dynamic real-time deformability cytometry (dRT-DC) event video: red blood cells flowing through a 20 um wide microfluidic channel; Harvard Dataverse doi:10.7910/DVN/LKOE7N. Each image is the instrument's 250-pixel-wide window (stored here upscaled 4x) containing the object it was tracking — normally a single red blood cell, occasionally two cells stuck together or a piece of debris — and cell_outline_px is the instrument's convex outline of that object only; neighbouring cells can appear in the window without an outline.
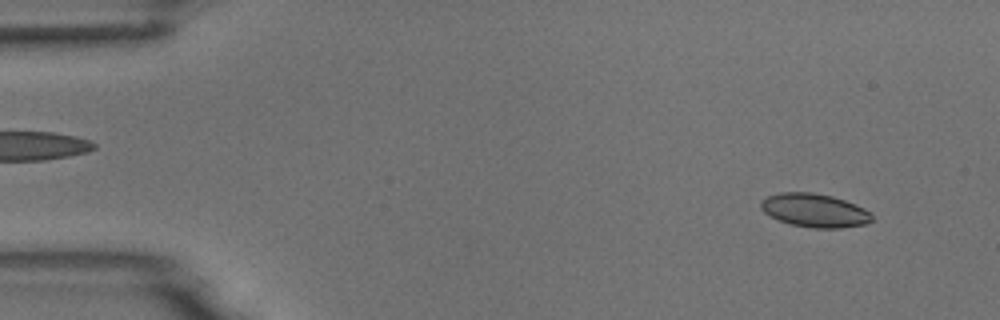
{"species": "common noctule bat (a hibernating species)", "species_latin": "Nyctalus noctula", "temperature_condition": "room temperature", "stored_images_in_passage": 54, "camera_frame_rate_fps": 3000, "um_per_image_px": 0.085, "animal": {"sex": "male", "body_mass_g": 18.8}, "frame": {"image": 1, "passage_image": 4, "time_ms": 1.0, "image_size_px": [1000, 320], "cell_outline_px": [[872, 220], [868, 224], [840, 228], [812, 228], [792, 224], [780, 220], [764, 212], [760, 208], [760, 200], [768, 196], [780, 192], [812, 192], [832, 196], [844, 200], [864, 208], [872, 212]], "centroid_in_image_um": [69.26, 17.88], "position_along_channel_um": 15.7, "area_um2": 21.73}}
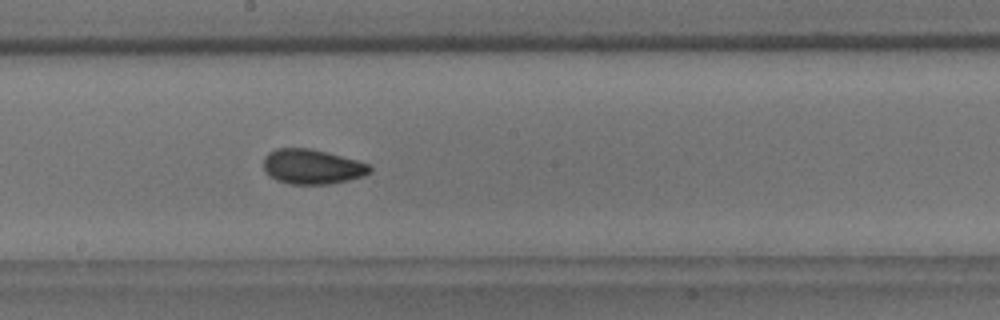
{"frame": {"image": 2, "passage_image": 29, "time_ms": 9.333, "image_size_px": [1000, 320], "cell_outline_px": [[372, 172], [364, 176], [348, 180], [328, 184], [292, 184], [276, 180], [268, 176], [264, 172], [264, 156], [268, 152], [276, 148], [312, 148], [328, 152], [356, 160], [368, 164], [372, 168]], "centroid_in_image_um": [26.51, 14.16], "position_along_channel_um": 221.7, "area_um2": 21.79}}
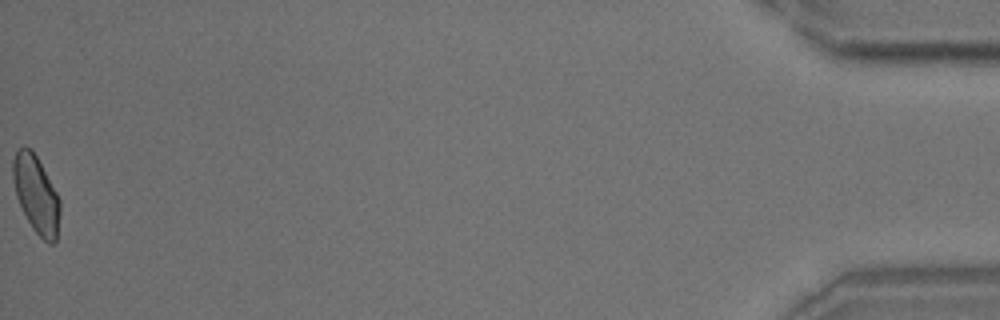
{"frame": {"image": 3, "passage_image": 54, "time_ms": 17.667, "image_size_px": [1000, 320], "cell_outline_px": [[60, 212], [56, 240], [52, 244], [48, 244], [32, 228], [16, 196], [12, 176], [12, 160], [16, 152], [24, 144], [32, 148], [56, 192], [60, 200]], "centroid_in_image_um": [3.06, 16.49], "position_along_channel_um": 432.1, "area_um2": 21.1}, "authors_computed_cell_mechanics": {"area_um2": 21.3571, "velocity_mm_per_s": 3.714, "shape_relaxation_time_tau1_ms": 7.565, "shape_relaxation_time_tau2_ms": 1.7017, "deformation_change_tau1": 0.1112, "deformation_change_tau2": 0.0664}}